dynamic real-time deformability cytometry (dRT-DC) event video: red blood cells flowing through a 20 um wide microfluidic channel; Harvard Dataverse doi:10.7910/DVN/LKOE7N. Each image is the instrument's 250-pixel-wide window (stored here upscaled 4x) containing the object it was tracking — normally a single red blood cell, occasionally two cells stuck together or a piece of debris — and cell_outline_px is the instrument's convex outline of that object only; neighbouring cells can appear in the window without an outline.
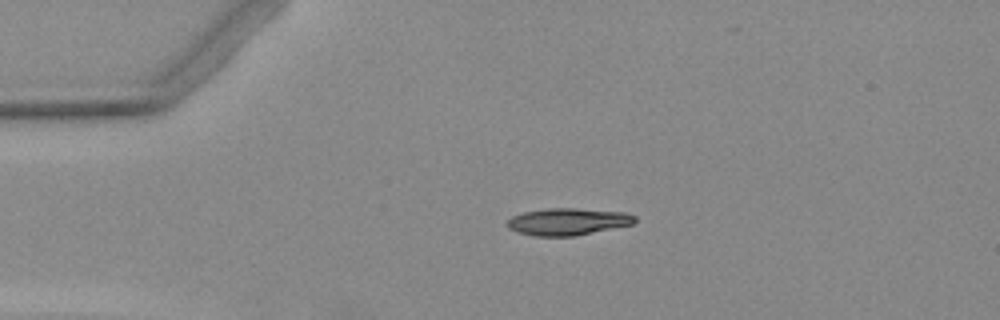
{"species": "Egyptian fruit bat (a non-hibernating species)", "species_latin": "Rousettus aegyptiacus", "temperature_condition": "warm", "stored_images_in_passage": 5, "camera_frame_rate_fps": 3000, "um_per_image_px": 0.085, "animal": {"sex": "female"}, "frame": {"image": 1, "passage_image": 3, "time_ms": 2.333, "image_size_px": [1000, 320], "cell_outline_px": [[636, 220], [632, 224], [576, 236], [536, 236], [516, 232], [508, 228], [508, 220], [512, 216], [524, 212], [548, 208], [576, 208], [624, 212], [636, 216]], "centroid_in_image_um": [48.26, 18.84], "position_along_channel_um": 36.7, "area_um2": 20.06}}